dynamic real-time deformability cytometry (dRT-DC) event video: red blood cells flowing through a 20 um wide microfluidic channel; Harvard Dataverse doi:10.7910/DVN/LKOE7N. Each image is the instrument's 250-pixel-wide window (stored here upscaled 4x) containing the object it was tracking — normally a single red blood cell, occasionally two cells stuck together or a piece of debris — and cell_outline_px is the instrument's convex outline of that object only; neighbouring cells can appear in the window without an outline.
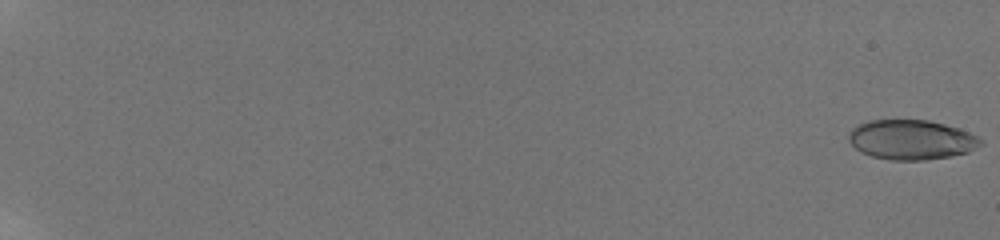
{"species": "human", "species_latin": "Homo sapiens", "temperature_condition": "room temperature", "stored_images_in_passage": 53, "camera_frame_rate_fps": 3000, "um_per_image_px": 0.085, "donor": {"sex": "male"}, "frame": {"image": 1, "passage_image": 1, "time_ms": 0.0, "image_size_px": [1000, 240], "cell_outline_px": [[984, 144], [968, 152], [948, 156], [924, 160], [892, 160], [872, 156], [860, 152], [848, 140], [848, 132], [852, 128], [868, 120], [928, 120], [960, 128], [984, 140]], "centroid_in_image_um": [77.47, 11.87], "position_along_channel_um": 7.5, "area_um2": 30.58}}
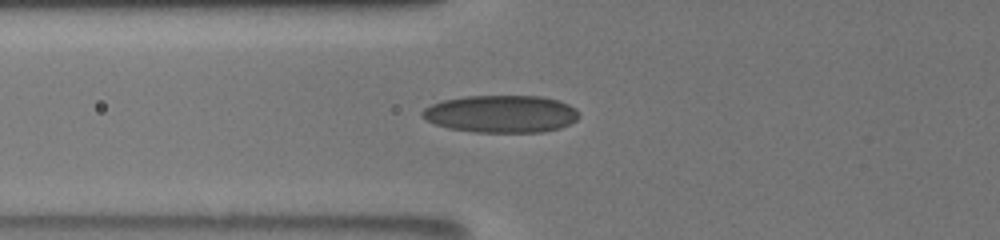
{"frame": {"image": 2, "passage_image": 43, "time_ms": 8.667, "image_size_px": [1000, 240], "cell_outline_px": [[580, 116], [576, 120], [560, 128], [544, 132], [476, 132], [448, 128], [436, 124], [420, 116], [420, 112], [424, 108], [440, 100], [464, 96], [540, 96], [556, 100], [568, 104], [576, 108]], "centroid_in_image_um": [42.58, 9.68], "position_along_channel_um": 83.2, "area_um2": 34.28}}
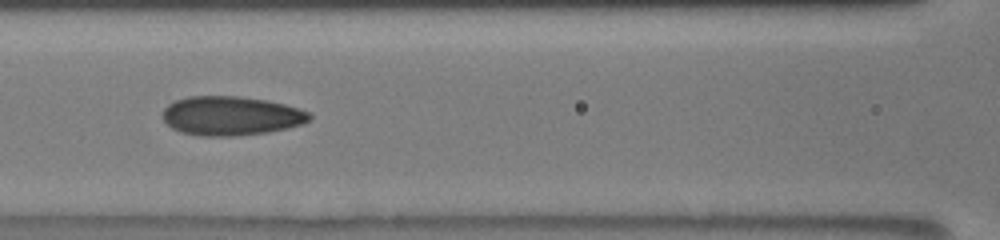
{"frame": {"image": 3, "passage_image": 52, "time_ms": 10.333, "image_size_px": [1000, 240], "cell_outline_px": [[312, 116], [304, 124], [288, 128], [268, 132], [236, 136], [200, 136], [180, 132], [172, 128], [164, 120], [160, 112], [168, 104], [176, 100], [188, 96], [240, 96], [268, 100], [284, 104], [308, 112]], "centroid_in_image_um": [19.61, 9.85], "position_along_channel_um": 147.0, "area_um2": 33.7}}